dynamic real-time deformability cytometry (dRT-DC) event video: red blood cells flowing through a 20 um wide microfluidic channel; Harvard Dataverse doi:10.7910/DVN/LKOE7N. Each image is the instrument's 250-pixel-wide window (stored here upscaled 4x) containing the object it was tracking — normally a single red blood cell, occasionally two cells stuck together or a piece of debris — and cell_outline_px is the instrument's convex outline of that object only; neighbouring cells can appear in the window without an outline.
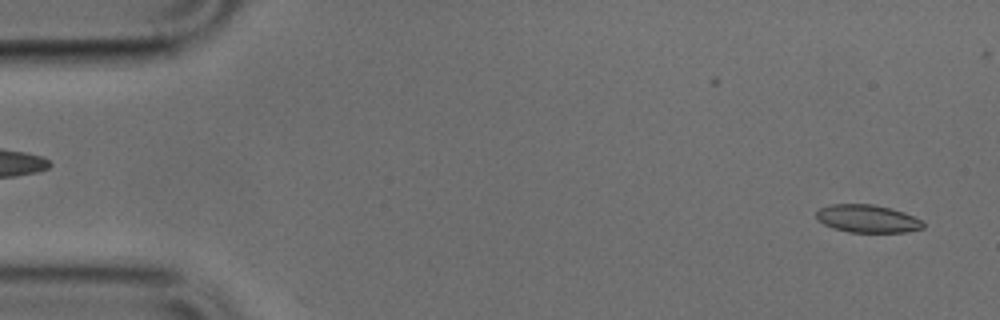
{"species": "common noctule bat (a hibernating species)", "species_latin": "Nyctalus noctula", "temperature_condition": "cold", "stored_images_in_passage": 50, "camera_frame_rate_fps": 3000, "um_per_image_px": 0.085, "animal": {"sex": "male", "body_mass_g": 17.9, "forearm_length_mm": 54.2}, "frame": {"image": 1, "passage_image": 2, "time_ms": 0.333, "image_size_px": [1000, 320], "cell_outline_px": [[924, 228], [904, 232], [848, 232], [824, 224], [816, 216], [816, 212], [820, 208], [832, 204], [872, 204], [892, 208], [904, 212], [924, 220]], "centroid_in_image_um": [73.79, 18.58], "position_along_channel_um": 11.2, "area_um2": 17.28}}
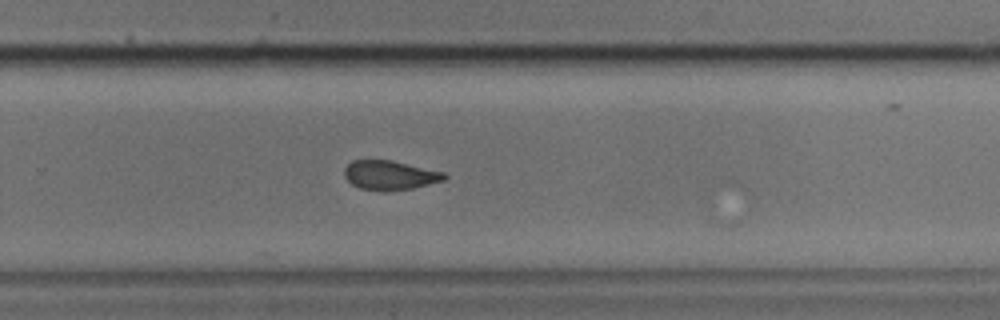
{"frame": {"image": 2, "passage_image": 32, "time_ms": 10.333, "image_size_px": [1000, 320], "cell_outline_px": [[448, 176], [444, 180], [412, 188], [388, 192], [384, 192], [360, 188], [352, 184], [344, 176], [344, 168], [352, 160], [392, 160], [444, 172]], "centroid_in_image_um": [33.13, 14.9], "position_along_channel_um": 296.7, "area_um2": 17.17}}
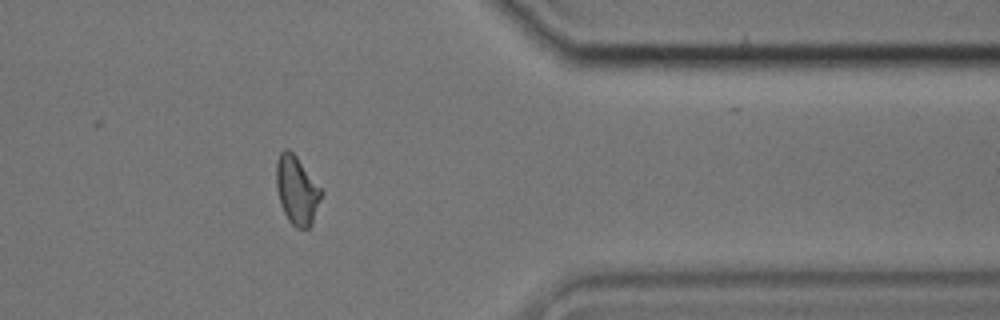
{"frame": {"image": 3, "passage_image": 40, "time_ms": 13.0, "image_size_px": [1000, 320], "cell_outline_px": [[324, 192], [312, 224], [308, 228], [296, 228], [288, 220], [284, 212], [276, 188], [276, 164], [280, 152], [284, 148], [288, 148], [296, 156], [324, 188]], "centroid_in_image_um": [25.27, 16.15], "position_along_channel_um": 386.1, "area_um2": 18.32}}